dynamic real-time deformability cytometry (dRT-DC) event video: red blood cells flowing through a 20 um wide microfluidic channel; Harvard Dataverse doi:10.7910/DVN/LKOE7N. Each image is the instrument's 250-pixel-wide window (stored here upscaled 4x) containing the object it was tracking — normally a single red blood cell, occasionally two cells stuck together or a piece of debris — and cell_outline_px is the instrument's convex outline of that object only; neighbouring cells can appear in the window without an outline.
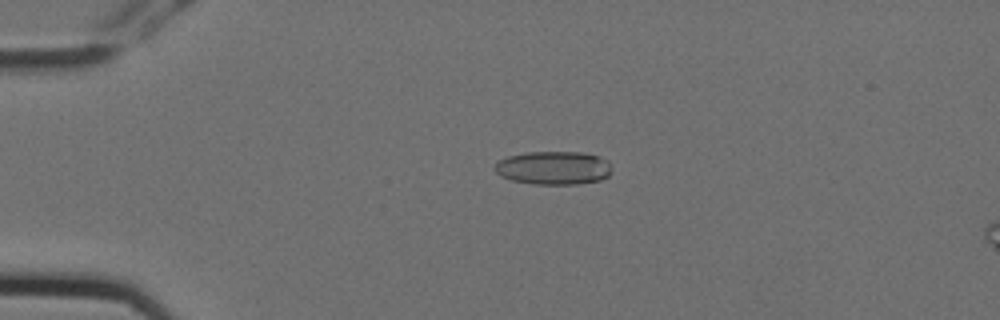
{"species": "Egyptian fruit bat (a non-hibernating species)", "species_latin": "Rousettus aegyptiacus", "temperature_condition": "cold", "stored_images_in_passage": 3, "camera_frame_rate_fps": 3000, "um_per_image_px": 0.085, "animal": {"sex": "female"}, "frame": {"image": 1, "passage_image": 1, "time_ms": 0.0, "image_size_px": [1000, 320], "cell_outline_px": [[612, 168], [608, 176], [600, 180], [576, 184], [532, 184], [512, 180], [500, 176], [492, 168], [500, 160], [508, 156], [528, 152], [580, 152], [600, 156], [608, 160]], "centroid_in_image_um": [47.06, 14.27], "position_along_channel_um": 37.9, "area_um2": 22.89}}